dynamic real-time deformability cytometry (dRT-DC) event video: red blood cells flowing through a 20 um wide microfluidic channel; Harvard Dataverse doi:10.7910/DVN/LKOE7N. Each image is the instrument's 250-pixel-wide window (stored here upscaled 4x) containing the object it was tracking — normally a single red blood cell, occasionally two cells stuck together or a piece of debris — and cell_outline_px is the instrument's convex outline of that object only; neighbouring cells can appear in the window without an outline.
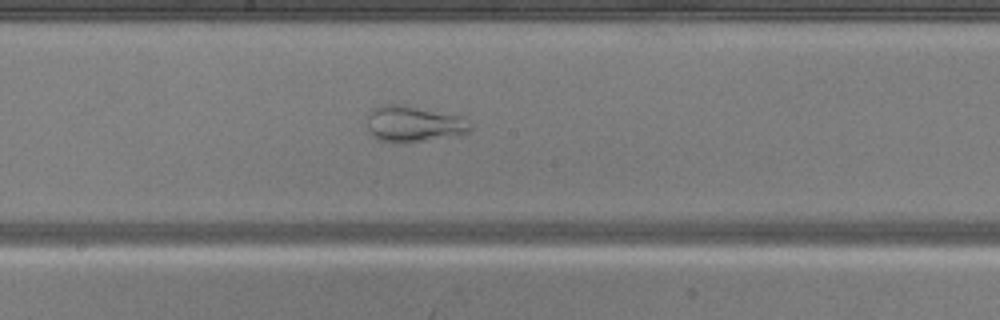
{"species": "common noctule bat (a hibernating species)", "species_latin": "Nyctalus noctula", "temperature_condition": "warm", "stored_images_in_passage": 32, "camera_frame_rate_fps": 3000, "um_per_image_px": 0.085, "animal": {"sex": "male", "body_mass_g": 20.5, "forearm_length_mm": 52.5}, "frame": {"image": 1, "passage_image": 14, "time_ms": 4.333, "image_size_px": [1000, 320], "cell_outline_px": [[472, 128], [464, 136], [400, 144], [396, 144], [380, 140], [372, 136], [368, 128], [368, 116], [372, 108], [380, 104], [400, 104], [464, 116], [472, 124]], "centroid_in_image_um": [35.23, 10.56], "position_along_channel_um": 213.0, "area_um2": 22.54}}
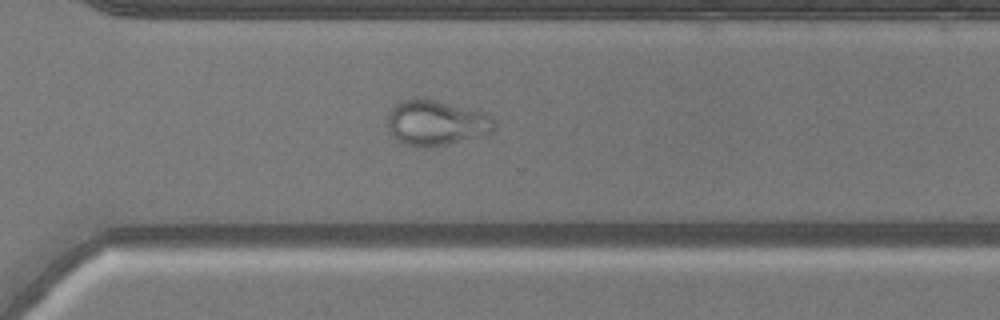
{"frame": {"image": 2, "passage_image": 23, "time_ms": 7.333, "image_size_px": [1000, 320], "cell_outline_px": [[496, 128], [492, 132], [484, 136], [448, 144], [404, 144], [396, 140], [388, 128], [388, 112], [400, 100], [432, 100], [488, 112], [496, 120]], "centroid_in_image_um": [37.17, 10.43], "position_along_channel_um": 333.4, "area_um2": 27.74}}
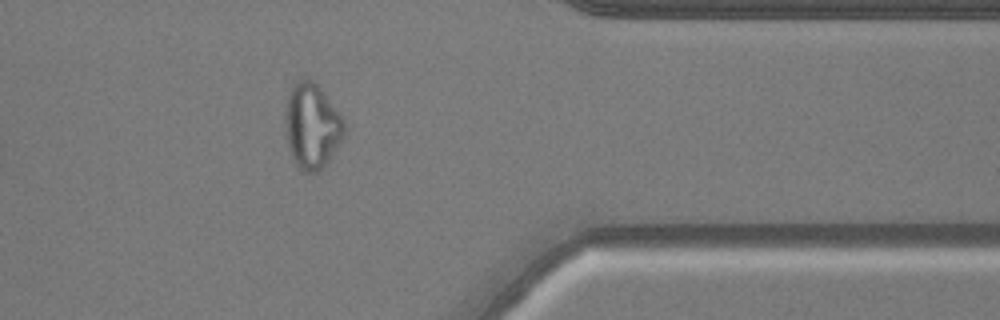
{"frame": {"image": 3, "passage_image": 28, "time_ms": 9.0, "image_size_px": [1000, 320], "cell_outline_px": [[348, 128], [328, 164], [316, 172], [304, 172], [296, 164], [292, 156], [288, 144], [284, 120], [284, 112], [288, 92], [292, 84], [296, 80], [304, 76], [316, 80], [344, 120]], "centroid_in_image_um": [26.52, 10.64], "position_along_channel_um": 384.9, "area_um2": 30.11}, "authors_computed_cell_mechanics": {"area_um2": 27.5995, "velocity_mm_per_s": 4.0395, "shape_relaxation_time_tau1_ms": null, "shape_relaxation_time_tau2_ms": 1.4347, "deformation_change_tau1": null, "deformation_change_tau2": 0.0594}}